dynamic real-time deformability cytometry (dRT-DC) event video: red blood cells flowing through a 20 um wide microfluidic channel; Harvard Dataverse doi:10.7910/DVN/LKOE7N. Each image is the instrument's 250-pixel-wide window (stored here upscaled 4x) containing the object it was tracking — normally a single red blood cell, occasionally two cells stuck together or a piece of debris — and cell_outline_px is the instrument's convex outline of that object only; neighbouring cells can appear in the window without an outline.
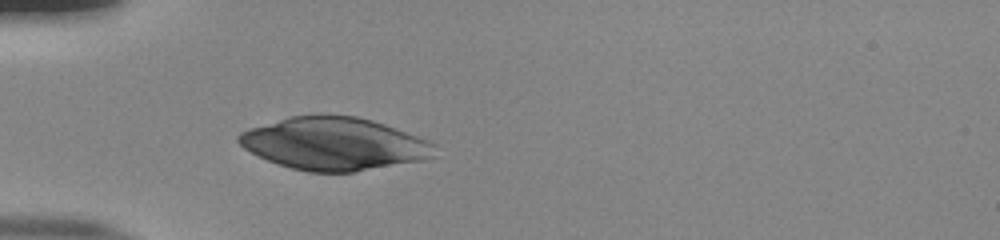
{"species": "human", "species_latin": "Homo sapiens", "temperature_condition": "room temperature", "stored_images_in_passage": 37, "camera_frame_rate_fps": 3000, "um_per_image_px": 0.085, "donor": {"sex": "male"}, "frame": {"image": 1, "passage_image": 1, "time_ms": 0.0, "image_size_px": [1000, 240], "cell_outline_px": [[436, 156], [424, 160], [352, 172], [308, 172], [292, 168], [268, 160], [244, 148], [236, 140], [236, 136], [240, 132], [248, 128], [288, 116], [356, 116], [372, 120], [384, 124], [428, 140], [436, 144]], "centroid_in_image_um": [28.41, 12.22], "position_along_channel_um": 56.6, "area_um2": 59.82}}
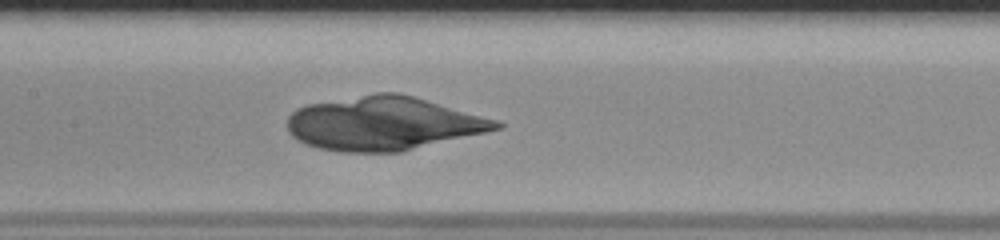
{"frame": {"image": 2, "passage_image": 11, "time_ms": 3.333, "image_size_px": [1000, 240], "cell_outline_px": [[504, 124], [500, 128], [484, 132], [400, 152], [340, 152], [320, 148], [304, 144], [296, 140], [288, 132], [288, 116], [296, 108], [308, 104], [376, 92], [396, 92], [412, 96], [500, 120]], "centroid_in_image_um": [32.56, 10.49], "position_along_channel_um": 174.8, "area_um2": 65.2}}
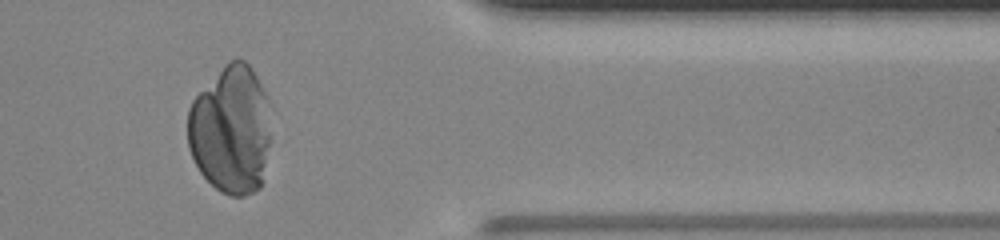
{"frame": {"image": 3, "passage_image": 29, "time_ms": 9.333, "image_size_px": [1000, 240], "cell_outline_px": [[268, 144], [260, 188], [244, 196], [228, 196], [220, 192], [200, 172], [188, 148], [188, 108], [192, 100], [224, 64], [228, 60], [244, 60], [252, 68], [268, 100]], "centroid_in_image_um": [19.58, 11.02], "position_along_channel_um": 391.8, "area_um2": 61.73}}